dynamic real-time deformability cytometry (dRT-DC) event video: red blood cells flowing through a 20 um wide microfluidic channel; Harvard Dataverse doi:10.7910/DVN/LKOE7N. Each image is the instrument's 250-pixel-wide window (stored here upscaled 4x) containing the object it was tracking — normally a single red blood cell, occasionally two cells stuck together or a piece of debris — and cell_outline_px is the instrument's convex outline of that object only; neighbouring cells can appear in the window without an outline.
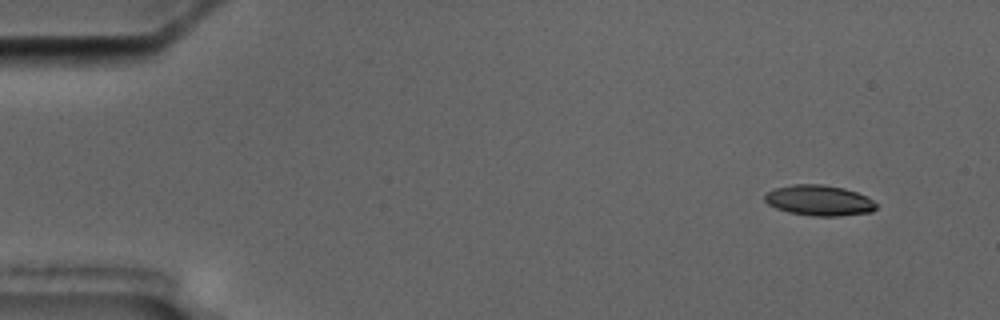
{"species": "common noctule bat (a hibernating species)", "species_latin": "Nyctalus noctula", "temperature_condition": "cold", "stored_images_in_passage": 7, "camera_frame_rate_fps": 3000, "um_per_image_px": 0.085, "animal": {"sex": "male", "body_mass_g": 17.5, "forearm_length_mm": 52.3}, "frame": {"image": 1, "passage_image": 1, "time_ms": 0.0, "image_size_px": [1000, 320], "cell_outline_px": [[876, 208], [872, 212], [840, 216], [816, 216], [788, 212], [776, 208], [768, 204], [764, 200], [764, 196], [768, 192], [776, 188], [792, 184], [820, 184], [844, 188], [868, 196], [876, 204]], "centroid_in_image_um": [69.64, 17.03], "position_along_channel_um": 15.4, "area_um2": 19.83}}
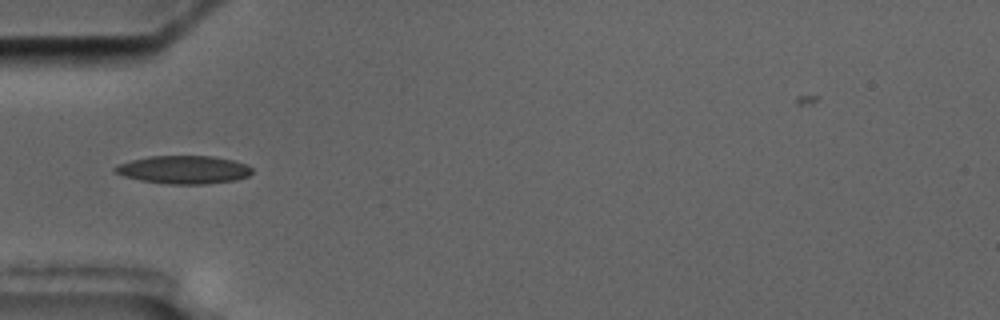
{"frame": {"image": 2, "passage_image": 5, "time_ms": 4.667, "image_size_px": [1000, 320], "cell_outline_px": [[252, 172], [248, 176], [236, 180], [204, 184], [168, 184], [140, 180], [124, 176], [116, 172], [112, 168], [116, 164], [148, 156], [212, 156], [232, 160], [244, 164], [252, 168]], "centroid_in_image_um": [15.59, 14.42], "position_along_channel_um": 69.4, "area_um2": 22.37}}
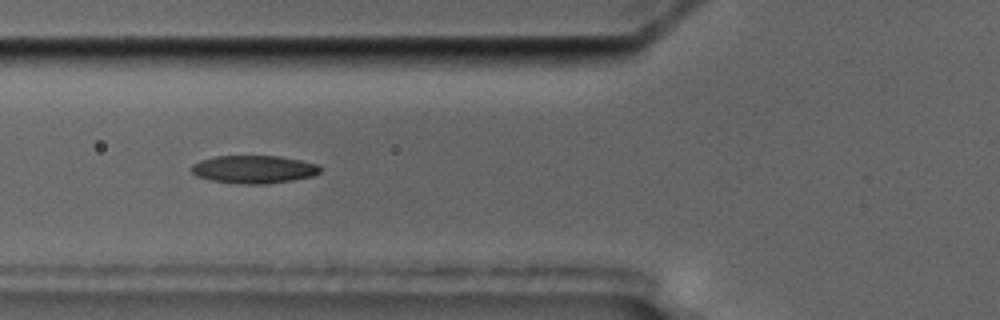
{"frame": {"image": 3, "passage_image": 6, "time_ms": 5.667, "image_size_px": [1000, 320], "cell_outline_px": [[324, 168], [320, 172], [312, 176], [292, 180], [268, 184], [240, 184], [212, 180], [196, 176], [188, 168], [192, 164], [200, 160], [216, 156], [280, 156], [320, 164]], "centroid_in_image_um": [21.59, 14.39], "position_along_channel_um": 104.2, "area_um2": 21.21}}